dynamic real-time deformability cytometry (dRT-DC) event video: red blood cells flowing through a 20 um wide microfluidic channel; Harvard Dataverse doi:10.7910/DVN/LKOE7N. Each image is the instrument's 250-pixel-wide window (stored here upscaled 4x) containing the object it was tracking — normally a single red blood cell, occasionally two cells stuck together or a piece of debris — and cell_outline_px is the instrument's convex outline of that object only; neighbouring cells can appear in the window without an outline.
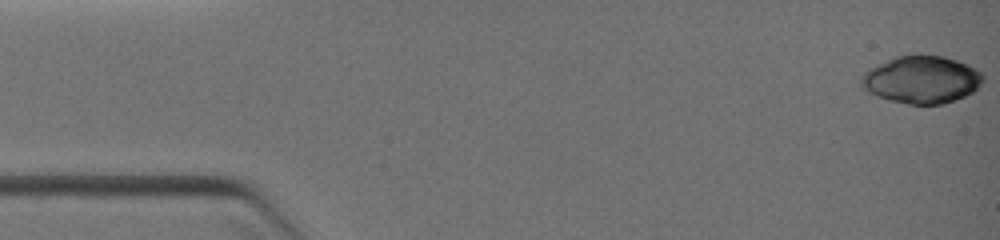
{"species": "common noctule bat (a hibernating species)", "species_latin": "Nyctalus noctula", "temperature_condition": "warm", "stored_images_in_passage": 10, "camera_frame_rate_fps": 3000, "um_per_image_px": 0.085, "animal": {"sex": "female", "body_mass_g": 19.0, "forearm_length_mm": 51.5}, "frame": {"image": 1, "passage_image": 1, "time_ms": 0.0, "image_size_px": [1000, 240], "cell_outline_px": [[984, 80], [972, 92], [964, 96], [940, 104], [908, 104], [888, 100], [876, 96], [860, 88], [860, 80], [864, 72], [868, 68], [896, 56], [940, 56], [956, 60], [980, 72], [984, 76]], "centroid_in_image_um": [78.26, 6.78], "position_along_channel_um": 6.7, "area_um2": 33.29}}
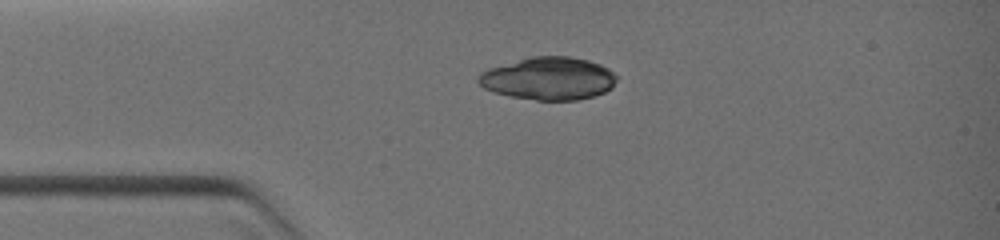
{"frame": {"image": 2, "passage_image": 7, "time_ms": 2.667, "image_size_px": [1000, 240], "cell_outline_px": [[616, 80], [612, 88], [604, 92], [592, 96], [576, 100], [536, 100], [512, 96], [492, 92], [484, 88], [476, 80], [476, 76], [480, 72], [488, 68], [528, 56], [568, 56], [588, 60], [600, 64], [608, 68], [616, 76]], "centroid_in_image_um": [46.59, 6.66], "position_along_channel_um": 38.4, "area_um2": 34.62}}